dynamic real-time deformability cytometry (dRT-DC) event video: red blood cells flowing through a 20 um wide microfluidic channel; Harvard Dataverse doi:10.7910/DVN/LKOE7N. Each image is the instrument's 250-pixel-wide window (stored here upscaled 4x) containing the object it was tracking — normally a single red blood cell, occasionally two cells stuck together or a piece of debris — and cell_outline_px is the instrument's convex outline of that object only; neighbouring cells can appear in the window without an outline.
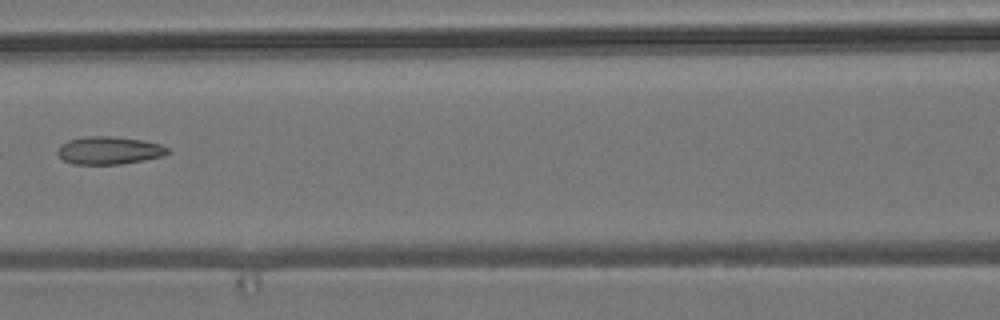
{"species": "common noctule bat (a hibernating species)", "species_latin": "Nyctalus noctula", "temperature_condition": "room temperature", "stored_images_in_passage": 7, "camera_frame_rate_fps": 3000, "um_per_image_px": 0.085, "animal": {"sex": "male", "body_mass_g": 19.2, "forearm_length_mm": 51.8}, "frame": {"image": 1, "passage_image": 6, "time_ms": 6.0, "image_size_px": [1000, 320], "cell_outline_px": [[172, 152], [164, 156], [144, 160], [120, 164], [72, 164], [64, 160], [56, 152], [60, 144], [68, 140], [88, 136], [108, 136], [144, 140], [160, 144], [168, 148]], "centroid_in_image_um": [9.29, 12.78], "position_along_channel_um": 157.3, "area_um2": 17.92}}
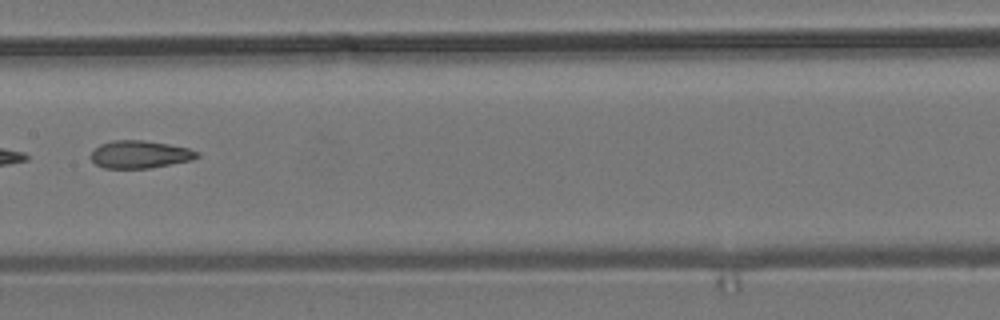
{"frame": {"image": 2, "passage_image": 7, "time_ms": 7.0, "image_size_px": [1000, 320], "cell_outline_px": [[200, 156], [192, 160], [148, 168], [104, 168], [96, 164], [92, 160], [92, 152], [100, 144], [112, 140], [144, 140], [168, 144], [188, 148], [200, 152]], "centroid_in_image_um": [11.91, 13.12], "position_along_channel_um": 195.5, "area_um2": 16.99}}